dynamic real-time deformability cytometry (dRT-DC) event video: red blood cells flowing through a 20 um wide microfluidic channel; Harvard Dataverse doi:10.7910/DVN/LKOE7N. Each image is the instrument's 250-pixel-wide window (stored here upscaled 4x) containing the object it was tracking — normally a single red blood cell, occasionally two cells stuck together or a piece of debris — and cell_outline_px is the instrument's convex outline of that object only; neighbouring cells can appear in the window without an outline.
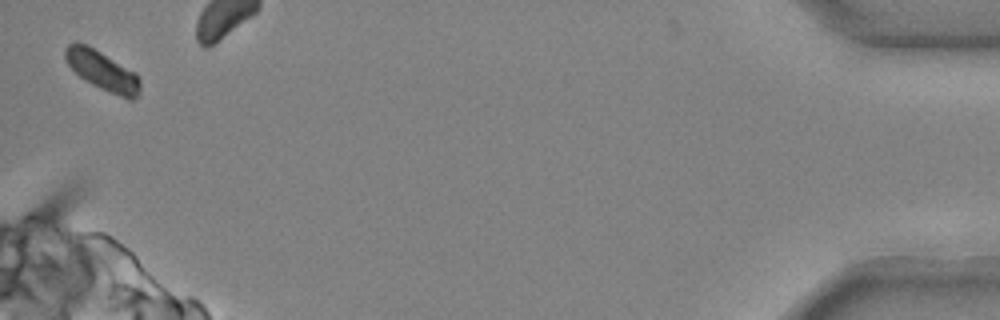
{"species": "common noctule bat (a hibernating species)", "species_latin": "Nyctalus noctula", "temperature_condition": "cold", "stored_images_in_passage": 34, "camera_frame_rate_fps": 3000, "um_per_image_px": 0.085, "animal": {"sex": "male", "body_mass_g": 20.4}, "frame": {"image": 1, "passage_image": 34, "time_ms": 11.0, "image_size_px": [1000, 320], "cell_outline_px": [[140, 92], [136, 100], [128, 100], [100, 88], [92, 84], [80, 76], [68, 64], [64, 56], [64, 48], [68, 44], [88, 44], [136, 72], [140, 80]], "centroid_in_image_um": [8.75, 6.03], "position_along_channel_um": 426.4, "area_um2": 17.28}}